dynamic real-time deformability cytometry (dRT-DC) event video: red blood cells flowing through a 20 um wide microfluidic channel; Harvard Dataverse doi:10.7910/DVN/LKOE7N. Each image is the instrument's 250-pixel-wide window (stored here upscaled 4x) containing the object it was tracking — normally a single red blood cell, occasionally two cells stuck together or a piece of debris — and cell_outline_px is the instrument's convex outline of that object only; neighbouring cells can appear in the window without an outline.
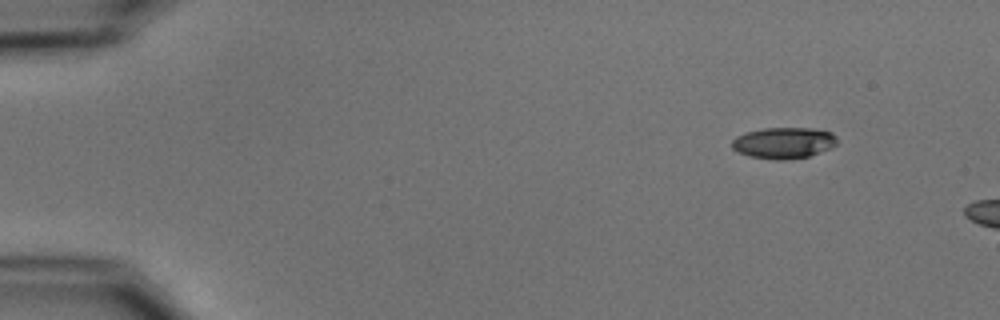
{"species": "common noctule bat (a hibernating species)", "species_latin": "Nyctalus noctula", "temperature_condition": "cold", "stored_images_in_passage": 3, "camera_frame_rate_fps": 3000, "um_per_image_px": 0.085, "animal": {"sex": "male", "body_mass_g": 15.6}, "frame": {"image": 1, "passage_image": 1, "time_ms": 0.0, "image_size_px": [1000, 320], "cell_outline_px": [[836, 144], [832, 148], [808, 156], [784, 160], [776, 160], [748, 156], [736, 152], [732, 148], [732, 140], [736, 136], [744, 132], [764, 128], [812, 128], [832, 132], [836, 136]], "centroid_in_image_um": [66.59, 12.14], "position_along_channel_um": 18.4, "area_um2": 19.31}}